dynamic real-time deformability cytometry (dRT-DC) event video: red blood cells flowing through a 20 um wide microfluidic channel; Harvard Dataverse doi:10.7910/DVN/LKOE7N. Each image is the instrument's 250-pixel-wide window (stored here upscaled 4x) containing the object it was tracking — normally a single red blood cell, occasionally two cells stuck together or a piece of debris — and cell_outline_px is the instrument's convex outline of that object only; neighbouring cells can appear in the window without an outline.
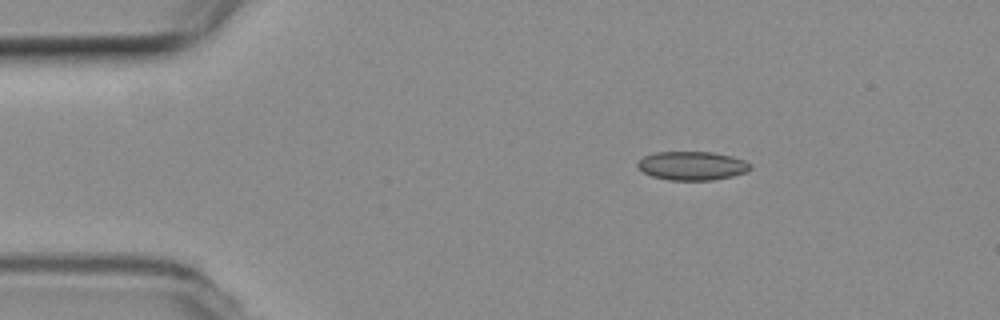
{"species": "common noctule bat (a hibernating species)", "species_latin": "Nyctalus noctula", "temperature_condition": "room temperature", "stored_images_in_passage": 47, "segment_of_instrument_passage": [1, 2], "camera_frame_rate_fps": 3000, "um_per_image_px": 0.085, "animal": {"sex": "female", "body_mass_g": 19.3, "forearm_length_mm": 54.1}, "frame": {"image": 1, "passage_image": 1, "time_ms": 0.0, "image_size_px": [1000, 320], "cell_outline_px": [[752, 168], [748, 172], [732, 176], [712, 180], [668, 180], [652, 176], [644, 172], [636, 164], [644, 156], [656, 152], [712, 152], [732, 156], [744, 160], [752, 164]], "centroid_in_image_um": [58.87, 14.09], "position_along_channel_um": 26.1, "area_um2": 18.9}}
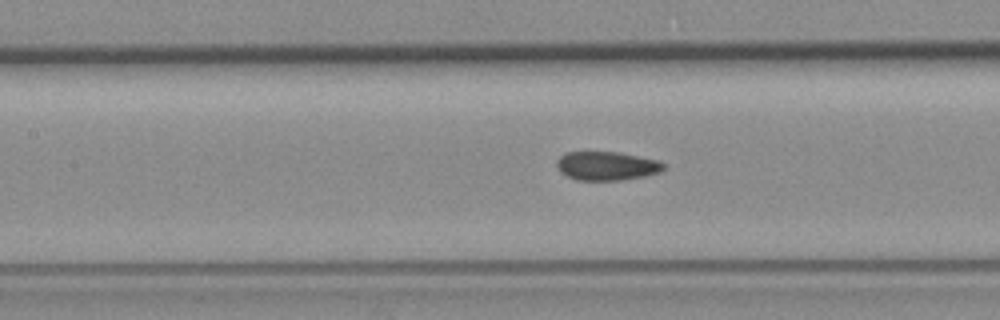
{"frame": {"image": 2, "passage_image": 16, "time_ms": 5.0, "image_size_px": [1000, 320], "cell_outline_px": [[664, 168], [660, 172], [644, 176], [620, 180], [576, 180], [560, 172], [556, 168], [556, 160], [564, 152], [620, 152], [660, 160], [664, 164]], "centroid_in_image_um": [51.55, 14.09], "position_along_channel_um": 155.8, "area_um2": 18.09}}
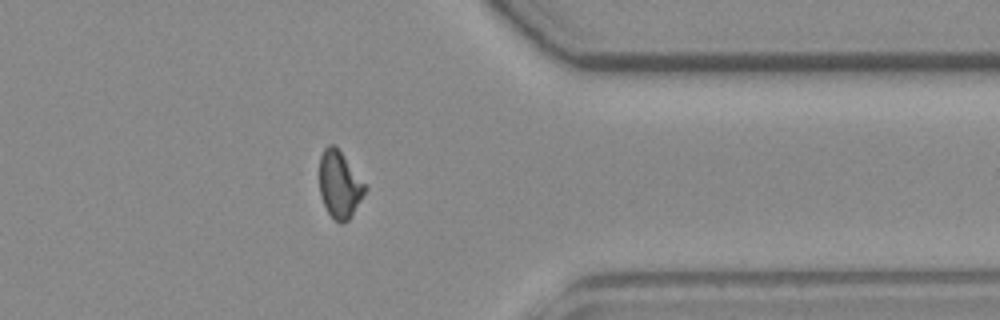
{"frame": {"image": 3, "passage_image": 35, "time_ms": 11.333, "image_size_px": [1000, 320], "cell_outline_px": [[368, 188], [352, 216], [348, 220], [340, 224], [328, 212], [320, 196], [320, 156], [324, 148], [328, 144], [332, 144], [340, 152]], "centroid_in_image_um": [28.86, 15.72], "position_along_channel_um": 382.5, "area_um2": 17.46}}